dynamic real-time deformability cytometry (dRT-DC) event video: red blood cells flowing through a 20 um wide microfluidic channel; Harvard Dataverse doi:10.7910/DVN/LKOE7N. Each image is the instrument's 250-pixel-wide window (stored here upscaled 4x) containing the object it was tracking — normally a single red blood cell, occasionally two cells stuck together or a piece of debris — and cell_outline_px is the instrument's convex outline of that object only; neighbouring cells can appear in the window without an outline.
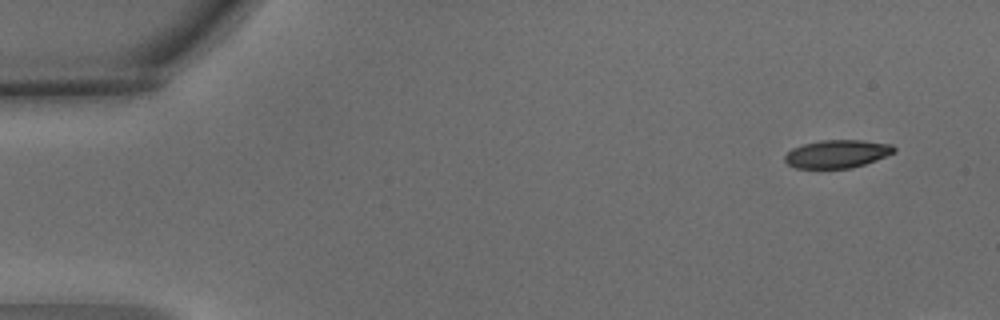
{"species": "common noctule bat (a hibernating species)", "species_latin": "Nyctalus noctula", "temperature_condition": "warm", "stored_images_in_passage": 4, "camera_frame_rate_fps": 3000, "um_per_image_px": 0.085, "animal": {"sex": "male", "body_mass_g": 15.6}, "frame": {"image": 1, "passage_image": 1, "time_ms": 0.0, "image_size_px": [1000, 320], "cell_outline_px": [[896, 152], [876, 160], [852, 168], [796, 168], [788, 164], [784, 160], [784, 156], [792, 148], [804, 144], [820, 140], [864, 140], [892, 144], [896, 148]], "centroid_in_image_um": [71.18, 13.07], "position_along_channel_um": 13.8, "area_um2": 17.92}}